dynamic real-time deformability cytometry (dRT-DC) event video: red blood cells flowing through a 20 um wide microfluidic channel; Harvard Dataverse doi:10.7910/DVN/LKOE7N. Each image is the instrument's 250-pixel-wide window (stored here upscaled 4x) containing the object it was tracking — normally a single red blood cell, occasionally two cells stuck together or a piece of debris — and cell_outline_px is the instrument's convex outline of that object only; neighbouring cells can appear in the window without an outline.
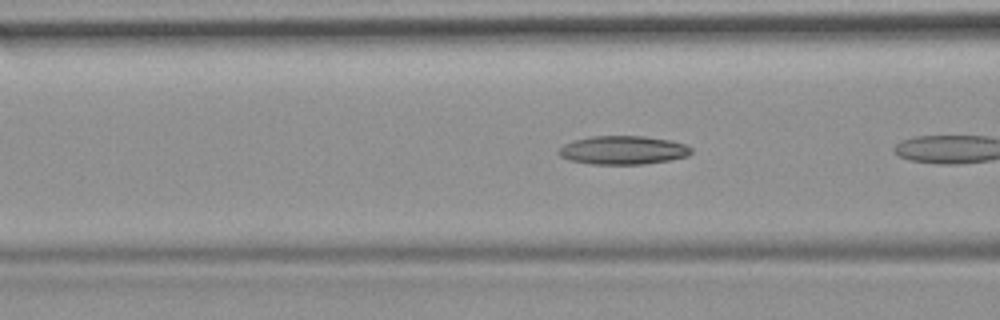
{"species": "common noctule bat (a hibernating species)", "species_latin": "Nyctalus noctula", "temperature_condition": "room temperature", "stored_images_in_passage": 5, "camera_frame_rate_fps": 3000, "um_per_image_px": 0.085, "animal": {"sex": "female", "body_mass_g": 19.9}, "frame": {"image": 1, "passage_image": 4, "time_ms": 1.0, "image_size_px": [1000, 320], "cell_outline_px": [[692, 152], [688, 156], [668, 160], [644, 164], [588, 164], [568, 160], [560, 156], [556, 152], [564, 144], [572, 140], [592, 136], [644, 136], [672, 140], [688, 144], [692, 148]], "centroid_in_image_um": [52.96, 12.76], "position_along_channel_um": 113.6, "area_um2": 22.37}}